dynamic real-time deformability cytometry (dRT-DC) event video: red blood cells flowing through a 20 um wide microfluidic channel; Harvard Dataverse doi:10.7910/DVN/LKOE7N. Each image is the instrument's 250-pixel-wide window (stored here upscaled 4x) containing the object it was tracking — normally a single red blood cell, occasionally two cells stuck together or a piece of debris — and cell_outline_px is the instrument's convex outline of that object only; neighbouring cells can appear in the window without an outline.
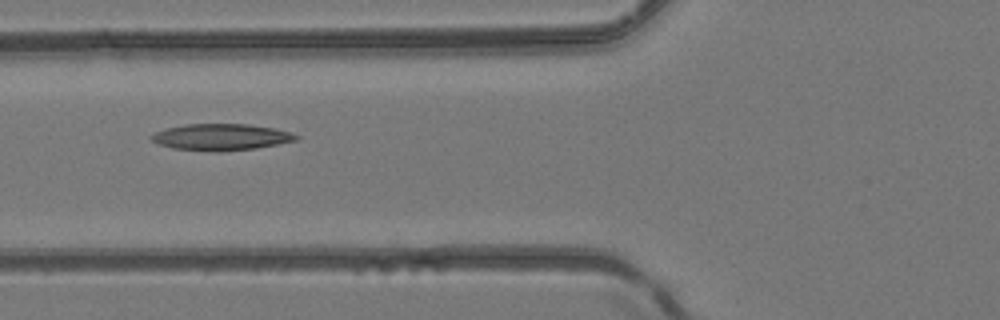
{"species": "common noctule bat (a hibernating species)", "species_latin": "Nyctalus noctula", "temperature_condition": "room temperature", "stored_images_in_passage": 3, "camera_frame_rate_fps": 3000, "um_per_image_px": 0.085, "animal": {"sex": "female", "body_mass_g": 24.6, "forearm_length_mm": 56.2}, "frame": {"image": 1, "passage_image": 3, "time_ms": 0.667, "image_size_px": [1000, 320], "cell_outline_px": [[300, 136], [296, 140], [256, 148], [220, 152], [212, 152], [172, 148], [160, 144], [152, 140], [148, 136], [156, 132], [168, 128], [184, 124], [248, 124], [276, 128]], "centroid_in_image_um": [18.78, 11.65], "position_along_channel_um": 107.0, "area_um2": 22.31}}